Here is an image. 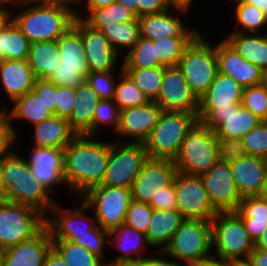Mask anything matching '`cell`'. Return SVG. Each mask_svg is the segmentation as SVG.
<instances>
[{"instance_id": "obj_12", "label": "cell", "mask_w": 267, "mask_h": 266, "mask_svg": "<svg viewBox=\"0 0 267 266\" xmlns=\"http://www.w3.org/2000/svg\"><path fill=\"white\" fill-rule=\"evenodd\" d=\"M147 158L143 144L109 140L108 164L100 185L131 189Z\"/></svg>"}, {"instance_id": "obj_43", "label": "cell", "mask_w": 267, "mask_h": 266, "mask_svg": "<svg viewBox=\"0 0 267 266\" xmlns=\"http://www.w3.org/2000/svg\"><path fill=\"white\" fill-rule=\"evenodd\" d=\"M196 36H174L153 41L156 57L162 66H177L184 49Z\"/></svg>"}, {"instance_id": "obj_46", "label": "cell", "mask_w": 267, "mask_h": 266, "mask_svg": "<svg viewBox=\"0 0 267 266\" xmlns=\"http://www.w3.org/2000/svg\"><path fill=\"white\" fill-rule=\"evenodd\" d=\"M109 234L110 232L97 225L93 230H89V234L71 237L68 241L86 248L92 254L100 257L108 266L109 258L104 253L106 251L105 248L109 246Z\"/></svg>"}, {"instance_id": "obj_51", "label": "cell", "mask_w": 267, "mask_h": 266, "mask_svg": "<svg viewBox=\"0 0 267 266\" xmlns=\"http://www.w3.org/2000/svg\"><path fill=\"white\" fill-rule=\"evenodd\" d=\"M218 160L232 163L244 157L245 148L241 139L217 137Z\"/></svg>"}, {"instance_id": "obj_55", "label": "cell", "mask_w": 267, "mask_h": 266, "mask_svg": "<svg viewBox=\"0 0 267 266\" xmlns=\"http://www.w3.org/2000/svg\"><path fill=\"white\" fill-rule=\"evenodd\" d=\"M149 205L155 210H177V200L173 183L160 190V193L151 199Z\"/></svg>"}, {"instance_id": "obj_11", "label": "cell", "mask_w": 267, "mask_h": 266, "mask_svg": "<svg viewBox=\"0 0 267 266\" xmlns=\"http://www.w3.org/2000/svg\"><path fill=\"white\" fill-rule=\"evenodd\" d=\"M81 200L93 212L97 224L108 232L125 223L126 213L132 200L131 189L97 185L90 188Z\"/></svg>"}, {"instance_id": "obj_35", "label": "cell", "mask_w": 267, "mask_h": 266, "mask_svg": "<svg viewBox=\"0 0 267 266\" xmlns=\"http://www.w3.org/2000/svg\"><path fill=\"white\" fill-rule=\"evenodd\" d=\"M30 69L37 79H47L60 63L56 41L31 42L27 58Z\"/></svg>"}, {"instance_id": "obj_8", "label": "cell", "mask_w": 267, "mask_h": 266, "mask_svg": "<svg viewBox=\"0 0 267 266\" xmlns=\"http://www.w3.org/2000/svg\"><path fill=\"white\" fill-rule=\"evenodd\" d=\"M213 255L226 261L247 259L254 250V242L243 220L234 212H217L211 219Z\"/></svg>"}, {"instance_id": "obj_28", "label": "cell", "mask_w": 267, "mask_h": 266, "mask_svg": "<svg viewBox=\"0 0 267 266\" xmlns=\"http://www.w3.org/2000/svg\"><path fill=\"white\" fill-rule=\"evenodd\" d=\"M32 127L31 147L64 149L78 135L68 119L56 115Z\"/></svg>"}, {"instance_id": "obj_63", "label": "cell", "mask_w": 267, "mask_h": 266, "mask_svg": "<svg viewBox=\"0 0 267 266\" xmlns=\"http://www.w3.org/2000/svg\"><path fill=\"white\" fill-rule=\"evenodd\" d=\"M196 0H168L171 9L183 10L186 12H190L192 10V6L194 5Z\"/></svg>"}, {"instance_id": "obj_6", "label": "cell", "mask_w": 267, "mask_h": 266, "mask_svg": "<svg viewBox=\"0 0 267 266\" xmlns=\"http://www.w3.org/2000/svg\"><path fill=\"white\" fill-rule=\"evenodd\" d=\"M56 42L60 63L46 80L55 85L75 88L85 81L89 73V64L80 34V18L75 17L73 25Z\"/></svg>"}, {"instance_id": "obj_75", "label": "cell", "mask_w": 267, "mask_h": 266, "mask_svg": "<svg viewBox=\"0 0 267 266\" xmlns=\"http://www.w3.org/2000/svg\"><path fill=\"white\" fill-rule=\"evenodd\" d=\"M4 58L0 55V66L2 65Z\"/></svg>"}, {"instance_id": "obj_57", "label": "cell", "mask_w": 267, "mask_h": 266, "mask_svg": "<svg viewBox=\"0 0 267 266\" xmlns=\"http://www.w3.org/2000/svg\"><path fill=\"white\" fill-rule=\"evenodd\" d=\"M138 2V17L170 9L168 0H139Z\"/></svg>"}, {"instance_id": "obj_52", "label": "cell", "mask_w": 267, "mask_h": 266, "mask_svg": "<svg viewBox=\"0 0 267 266\" xmlns=\"http://www.w3.org/2000/svg\"><path fill=\"white\" fill-rule=\"evenodd\" d=\"M32 91L56 115L57 85L46 79H36Z\"/></svg>"}, {"instance_id": "obj_5", "label": "cell", "mask_w": 267, "mask_h": 266, "mask_svg": "<svg viewBox=\"0 0 267 266\" xmlns=\"http://www.w3.org/2000/svg\"><path fill=\"white\" fill-rule=\"evenodd\" d=\"M197 121V113L162 111L157 125L143 143L147 157L174 161L188 131Z\"/></svg>"}, {"instance_id": "obj_33", "label": "cell", "mask_w": 267, "mask_h": 266, "mask_svg": "<svg viewBox=\"0 0 267 266\" xmlns=\"http://www.w3.org/2000/svg\"><path fill=\"white\" fill-rule=\"evenodd\" d=\"M223 39L245 60L261 70L267 69V36L264 34L226 32Z\"/></svg>"}, {"instance_id": "obj_14", "label": "cell", "mask_w": 267, "mask_h": 266, "mask_svg": "<svg viewBox=\"0 0 267 266\" xmlns=\"http://www.w3.org/2000/svg\"><path fill=\"white\" fill-rule=\"evenodd\" d=\"M177 210L184 219L211 220L217 210L212 206L200 175L177 171L174 178Z\"/></svg>"}, {"instance_id": "obj_24", "label": "cell", "mask_w": 267, "mask_h": 266, "mask_svg": "<svg viewBox=\"0 0 267 266\" xmlns=\"http://www.w3.org/2000/svg\"><path fill=\"white\" fill-rule=\"evenodd\" d=\"M232 177L241 198L261 196L267 181V160L245 155L230 163Z\"/></svg>"}, {"instance_id": "obj_36", "label": "cell", "mask_w": 267, "mask_h": 266, "mask_svg": "<svg viewBox=\"0 0 267 266\" xmlns=\"http://www.w3.org/2000/svg\"><path fill=\"white\" fill-rule=\"evenodd\" d=\"M234 7V22L232 32L264 34L267 29V15L256 6L241 2L240 0H228ZM235 3V6L233 5ZM265 31V32H264Z\"/></svg>"}, {"instance_id": "obj_27", "label": "cell", "mask_w": 267, "mask_h": 266, "mask_svg": "<svg viewBox=\"0 0 267 266\" xmlns=\"http://www.w3.org/2000/svg\"><path fill=\"white\" fill-rule=\"evenodd\" d=\"M36 79L27 59H4L0 66V93L3 94L0 95V100L2 96L6 95L5 98L9 100L8 104H10L14 99L32 91Z\"/></svg>"}, {"instance_id": "obj_67", "label": "cell", "mask_w": 267, "mask_h": 266, "mask_svg": "<svg viewBox=\"0 0 267 266\" xmlns=\"http://www.w3.org/2000/svg\"><path fill=\"white\" fill-rule=\"evenodd\" d=\"M254 249L267 251V229L254 243Z\"/></svg>"}, {"instance_id": "obj_22", "label": "cell", "mask_w": 267, "mask_h": 266, "mask_svg": "<svg viewBox=\"0 0 267 266\" xmlns=\"http://www.w3.org/2000/svg\"><path fill=\"white\" fill-rule=\"evenodd\" d=\"M30 150L31 153L28 157L24 156V159H27L34 177L54 196L55 187H66L63 177V149L32 147Z\"/></svg>"}, {"instance_id": "obj_25", "label": "cell", "mask_w": 267, "mask_h": 266, "mask_svg": "<svg viewBox=\"0 0 267 266\" xmlns=\"http://www.w3.org/2000/svg\"><path fill=\"white\" fill-rule=\"evenodd\" d=\"M218 73L230 76L242 87L260 84L262 70L245 60L223 38L216 41Z\"/></svg>"}, {"instance_id": "obj_38", "label": "cell", "mask_w": 267, "mask_h": 266, "mask_svg": "<svg viewBox=\"0 0 267 266\" xmlns=\"http://www.w3.org/2000/svg\"><path fill=\"white\" fill-rule=\"evenodd\" d=\"M100 31L109 40L111 47L122 57L133 48L140 38L138 17L128 22L111 23Z\"/></svg>"}, {"instance_id": "obj_31", "label": "cell", "mask_w": 267, "mask_h": 266, "mask_svg": "<svg viewBox=\"0 0 267 266\" xmlns=\"http://www.w3.org/2000/svg\"><path fill=\"white\" fill-rule=\"evenodd\" d=\"M99 100L86 80L75 87L74 107L68 121L78 135L92 136L93 116Z\"/></svg>"}, {"instance_id": "obj_39", "label": "cell", "mask_w": 267, "mask_h": 266, "mask_svg": "<svg viewBox=\"0 0 267 266\" xmlns=\"http://www.w3.org/2000/svg\"><path fill=\"white\" fill-rule=\"evenodd\" d=\"M52 248L68 266H107L86 248L66 240H52Z\"/></svg>"}, {"instance_id": "obj_40", "label": "cell", "mask_w": 267, "mask_h": 266, "mask_svg": "<svg viewBox=\"0 0 267 266\" xmlns=\"http://www.w3.org/2000/svg\"><path fill=\"white\" fill-rule=\"evenodd\" d=\"M137 16L120 3L91 10L82 20L90 27L101 30L111 23L132 21Z\"/></svg>"}, {"instance_id": "obj_34", "label": "cell", "mask_w": 267, "mask_h": 266, "mask_svg": "<svg viewBox=\"0 0 267 266\" xmlns=\"http://www.w3.org/2000/svg\"><path fill=\"white\" fill-rule=\"evenodd\" d=\"M234 212L243 220L246 231L255 243L267 229V198L263 195L244 197Z\"/></svg>"}, {"instance_id": "obj_59", "label": "cell", "mask_w": 267, "mask_h": 266, "mask_svg": "<svg viewBox=\"0 0 267 266\" xmlns=\"http://www.w3.org/2000/svg\"><path fill=\"white\" fill-rule=\"evenodd\" d=\"M189 266H230V261H226L220 259L219 257L211 255L207 258H204L193 264H190Z\"/></svg>"}, {"instance_id": "obj_69", "label": "cell", "mask_w": 267, "mask_h": 266, "mask_svg": "<svg viewBox=\"0 0 267 266\" xmlns=\"http://www.w3.org/2000/svg\"><path fill=\"white\" fill-rule=\"evenodd\" d=\"M230 266H255L250 258L230 261Z\"/></svg>"}, {"instance_id": "obj_37", "label": "cell", "mask_w": 267, "mask_h": 266, "mask_svg": "<svg viewBox=\"0 0 267 266\" xmlns=\"http://www.w3.org/2000/svg\"><path fill=\"white\" fill-rule=\"evenodd\" d=\"M31 42L10 18L0 29V55L7 60H26Z\"/></svg>"}, {"instance_id": "obj_21", "label": "cell", "mask_w": 267, "mask_h": 266, "mask_svg": "<svg viewBox=\"0 0 267 266\" xmlns=\"http://www.w3.org/2000/svg\"><path fill=\"white\" fill-rule=\"evenodd\" d=\"M80 34L89 64V72L123 70L122 56L111 47L109 40L100 30L90 27L80 19Z\"/></svg>"}, {"instance_id": "obj_32", "label": "cell", "mask_w": 267, "mask_h": 266, "mask_svg": "<svg viewBox=\"0 0 267 266\" xmlns=\"http://www.w3.org/2000/svg\"><path fill=\"white\" fill-rule=\"evenodd\" d=\"M184 220L178 210L153 209L146 233L153 251H164Z\"/></svg>"}, {"instance_id": "obj_29", "label": "cell", "mask_w": 267, "mask_h": 266, "mask_svg": "<svg viewBox=\"0 0 267 266\" xmlns=\"http://www.w3.org/2000/svg\"><path fill=\"white\" fill-rule=\"evenodd\" d=\"M6 104V115L13 128L14 134L20 139L19 129H16L15 120L26 121L24 123L36 124L48 120L54 114L46 107L43 101L33 92L30 91L23 96L14 99L10 104ZM9 106V107H8ZM19 137V138H18Z\"/></svg>"}, {"instance_id": "obj_44", "label": "cell", "mask_w": 267, "mask_h": 266, "mask_svg": "<svg viewBox=\"0 0 267 266\" xmlns=\"http://www.w3.org/2000/svg\"><path fill=\"white\" fill-rule=\"evenodd\" d=\"M166 66H159L146 69H123L148 96L151 101H155L160 94L161 85Z\"/></svg>"}, {"instance_id": "obj_61", "label": "cell", "mask_w": 267, "mask_h": 266, "mask_svg": "<svg viewBox=\"0 0 267 266\" xmlns=\"http://www.w3.org/2000/svg\"><path fill=\"white\" fill-rule=\"evenodd\" d=\"M43 266H68L62 257L52 248L47 254Z\"/></svg>"}, {"instance_id": "obj_13", "label": "cell", "mask_w": 267, "mask_h": 266, "mask_svg": "<svg viewBox=\"0 0 267 266\" xmlns=\"http://www.w3.org/2000/svg\"><path fill=\"white\" fill-rule=\"evenodd\" d=\"M198 121L214 130L216 137L242 139L262 120L241 104L225 109H198Z\"/></svg>"}, {"instance_id": "obj_17", "label": "cell", "mask_w": 267, "mask_h": 266, "mask_svg": "<svg viewBox=\"0 0 267 266\" xmlns=\"http://www.w3.org/2000/svg\"><path fill=\"white\" fill-rule=\"evenodd\" d=\"M161 113L162 109L155 101L120 110L115 133L120 139L116 138L115 141L143 144L157 125Z\"/></svg>"}, {"instance_id": "obj_10", "label": "cell", "mask_w": 267, "mask_h": 266, "mask_svg": "<svg viewBox=\"0 0 267 266\" xmlns=\"http://www.w3.org/2000/svg\"><path fill=\"white\" fill-rule=\"evenodd\" d=\"M46 217L37 209L0 202V251L30 240L45 227Z\"/></svg>"}, {"instance_id": "obj_1", "label": "cell", "mask_w": 267, "mask_h": 266, "mask_svg": "<svg viewBox=\"0 0 267 266\" xmlns=\"http://www.w3.org/2000/svg\"><path fill=\"white\" fill-rule=\"evenodd\" d=\"M100 139V140H99ZM77 135L63 149V177L66 190L81 197L104 179L109 158V140Z\"/></svg>"}, {"instance_id": "obj_50", "label": "cell", "mask_w": 267, "mask_h": 266, "mask_svg": "<svg viewBox=\"0 0 267 266\" xmlns=\"http://www.w3.org/2000/svg\"><path fill=\"white\" fill-rule=\"evenodd\" d=\"M152 212L153 208L149 204L131 200L124 224L146 235Z\"/></svg>"}, {"instance_id": "obj_73", "label": "cell", "mask_w": 267, "mask_h": 266, "mask_svg": "<svg viewBox=\"0 0 267 266\" xmlns=\"http://www.w3.org/2000/svg\"><path fill=\"white\" fill-rule=\"evenodd\" d=\"M263 196L265 198H267V181H266V186H265V190H264Z\"/></svg>"}, {"instance_id": "obj_72", "label": "cell", "mask_w": 267, "mask_h": 266, "mask_svg": "<svg viewBox=\"0 0 267 266\" xmlns=\"http://www.w3.org/2000/svg\"><path fill=\"white\" fill-rule=\"evenodd\" d=\"M0 106H3V107L0 108V116H3V115L6 114V107L7 106H6V104H4V105L3 104L2 105L0 104Z\"/></svg>"}, {"instance_id": "obj_70", "label": "cell", "mask_w": 267, "mask_h": 266, "mask_svg": "<svg viewBox=\"0 0 267 266\" xmlns=\"http://www.w3.org/2000/svg\"><path fill=\"white\" fill-rule=\"evenodd\" d=\"M2 159H0V202H4L5 200V196H6V191L4 189V185H3V178H2Z\"/></svg>"}, {"instance_id": "obj_41", "label": "cell", "mask_w": 267, "mask_h": 266, "mask_svg": "<svg viewBox=\"0 0 267 266\" xmlns=\"http://www.w3.org/2000/svg\"><path fill=\"white\" fill-rule=\"evenodd\" d=\"M122 59L123 69H146L162 66L156 57L153 41L143 37L139 38Z\"/></svg>"}, {"instance_id": "obj_9", "label": "cell", "mask_w": 267, "mask_h": 266, "mask_svg": "<svg viewBox=\"0 0 267 266\" xmlns=\"http://www.w3.org/2000/svg\"><path fill=\"white\" fill-rule=\"evenodd\" d=\"M164 252L183 266L213 255L211 220L185 219Z\"/></svg>"}, {"instance_id": "obj_68", "label": "cell", "mask_w": 267, "mask_h": 266, "mask_svg": "<svg viewBox=\"0 0 267 266\" xmlns=\"http://www.w3.org/2000/svg\"><path fill=\"white\" fill-rule=\"evenodd\" d=\"M10 18L11 13L3 7H0V29L8 22Z\"/></svg>"}, {"instance_id": "obj_4", "label": "cell", "mask_w": 267, "mask_h": 266, "mask_svg": "<svg viewBox=\"0 0 267 266\" xmlns=\"http://www.w3.org/2000/svg\"><path fill=\"white\" fill-rule=\"evenodd\" d=\"M199 33L184 49L177 67L181 70L191 91L199 99L218 74L216 42Z\"/></svg>"}, {"instance_id": "obj_53", "label": "cell", "mask_w": 267, "mask_h": 266, "mask_svg": "<svg viewBox=\"0 0 267 266\" xmlns=\"http://www.w3.org/2000/svg\"><path fill=\"white\" fill-rule=\"evenodd\" d=\"M75 102V88L57 85L56 116L69 119Z\"/></svg>"}, {"instance_id": "obj_45", "label": "cell", "mask_w": 267, "mask_h": 266, "mask_svg": "<svg viewBox=\"0 0 267 266\" xmlns=\"http://www.w3.org/2000/svg\"><path fill=\"white\" fill-rule=\"evenodd\" d=\"M119 112L117 105L113 99H100L97 106L95 107V113L92 122V136L100 137L102 129L105 127L110 128V132L114 135L117 131L119 124Z\"/></svg>"}, {"instance_id": "obj_66", "label": "cell", "mask_w": 267, "mask_h": 266, "mask_svg": "<svg viewBox=\"0 0 267 266\" xmlns=\"http://www.w3.org/2000/svg\"><path fill=\"white\" fill-rule=\"evenodd\" d=\"M241 2L252 4L267 15V0H240Z\"/></svg>"}, {"instance_id": "obj_2", "label": "cell", "mask_w": 267, "mask_h": 266, "mask_svg": "<svg viewBox=\"0 0 267 266\" xmlns=\"http://www.w3.org/2000/svg\"><path fill=\"white\" fill-rule=\"evenodd\" d=\"M18 151L2 159L5 200L33 207L46 217L58 200L34 177L24 151Z\"/></svg>"}, {"instance_id": "obj_58", "label": "cell", "mask_w": 267, "mask_h": 266, "mask_svg": "<svg viewBox=\"0 0 267 266\" xmlns=\"http://www.w3.org/2000/svg\"><path fill=\"white\" fill-rule=\"evenodd\" d=\"M117 0H84L82 7L84 9H80L82 11H78L75 16L83 19L91 10L108 7L109 5L116 3ZM84 12V13H83Z\"/></svg>"}, {"instance_id": "obj_3", "label": "cell", "mask_w": 267, "mask_h": 266, "mask_svg": "<svg viewBox=\"0 0 267 266\" xmlns=\"http://www.w3.org/2000/svg\"><path fill=\"white\" fill-rule=\"evenodd\" d=\"M75 17L69 8L43 0H30L11 12V19L30 42L56 41Z\"/></svg>"}, {"instance_id": "obj_62", "label": "cell", "mask_w": 267, "mask_h": 266, "mask_svg": "<svg viewBox=\"0 0 267 266\" xmlns=\"http://www.w3.org/2000/svg\"><path fill=\"white\" fill-rule=\"evenodd\" d=\"M249 258L255 266H267V251L265 250L254 249Z\"/></svg>"}, {"instance_id": "obj_20", "label": "cell", "mask_w": 267, "mask_h": 266, "mask_svg": "<svg viewBox=\"0 0 267 266\" xmlns=\"http://www.w3.org/2000/svg\"><path fill=\"white\" fill-rule=\"evenodd\" d=\"M186 15L188 16L186 11L170 8L161 13L138 17L140 37L154 41L174 36H197L202 32L201 28L186 25Z\"/></svg>"}, {"instance_id": "obj_49", "label": "cell", "mask_w": 267, "mask_h": 266, "mask_svg": "<svg viewBox=\"0 0 267 266\" xmlns=\"http://www.w3.org/2000/svg\"><path fill=\"white\" fill-rule=\"evenodd\" d=\"M241 105L262 121H267V94L259 85L243 90Z\"/></svg>"}, {"instance_id": "obj_7", "label": "cell", "mask_w": 267, "mask_h": 266, "mask_svg": "<svg viewBox=\"0 0 267 266\" xmlns=\"http://www.w3.org/2000/svg\"><path fill=\"white\" fill-rule=\"evenodd\" d=\"M218 161L217 137L214 130L197 121L183 140L174 163L177 171L201 175Z\"/></svg>"}, {"instance_id": "obj_71", "label": "cell", "mask_w": 267, "mask_h": 266, "mask_svg": "<svg viewBox=\"0 0 267 266\" xmlns=\"http://www.w3.org/2000/svg\"><path fill=\"white\" fill-rule=\"evenodd\" d=\"M260 86L265 90L267 94V69L262 70V75L260 79Z\"/></svg>"}, {"instance_id": "obj_56", "label": "cell", "mask_w": 267, "mask_h": 266, "mask_svg": "<svg viewBox=\"0 0 267 266\" xmlns=\"http://www.w3.org/2000/svg\"><path fill=\"white\" fill-rule=\"evenodd\" d=\"M131 266H183L164 251H154Z\"/></svg>"}, {"instance_id": "obj_15", "label": "cell", "mask_w": 267, "mask_h": 266, "mask_svg": "<svg viewBox=\"0 0 267 266\" xmlns=\"http://www.w3.org/2000/svg\"><path fill=\"white\" fill-rule=\"evenodd\" d=\"M57 201L46 216L45 226L49 229L52 240H66L89 234L98 224L90 208L80 200L74 208H66Z\"/></svg>"}, {"instance_id": "obj_65", "label": "cell", "mask_w": 267, "mask_h": 266, "mask_svg": "<svg viewBox=\"0 0 267 266\" xmlns=\"http://www.w3.org/2000/svg\"><path fill=\"white\" fill-rule=\"evenodd\" d=\"M139 0H117V3L124 5L138 17V2Z\"/></svg>"}, {"instance_id": "obj_26", "label": "cell", "mask_w": 267, "mask_h": 266, "mask_svg": "<svg viewBox=\"0 0 267 266\" xmlns=\"http://www.w3.org/2000/svg\"><path fill=\"white\" fill-rule=\"evenodd\" d=\"M51 249V234L45 226L30 240L1 251L3 266H43Z\"/></svg>"}, {"instance_id": "obj_16", "label": "cell", "mask_w": 267, "mask_h": 266, "mask_svg": "<svg viewBox=\"0 0 267 266\" xmlns=\"http://www.w3.org/2000/svg\"><path fill=\"white\" fill-rule=\"evenodd\" d=\"M177 173L172 160L147 158L131 186V198L134 201L149 204L161 189L170 186Z\"/></svg>"}, {"instance_id": "obj_42", "label": "cell", "mask_w": 267, "mask_h": 266, "mask_svg": "<svg viewBox=\"0 0 267 266\" xmlns=\"http://www.w3.org/2000/svg\"><path fill=\"white\" fill-rule=\"evenodd\" d=\"M119 110L149 103L151 100L135 84L133 79L123 71L119 77L113 98Z\"/></svg>"}, {"instance_id": "obj_23", "label": "cell", "mask_w": 267, "mask_h": 266, "mask_svg": "<svg viewBox=\"0 0 267 266\" xmlns=\"http://www.w3.org/2000/svg\"><path fill=\"white\" fill-rule=\"evenodd\" d=\"M109 245L114 246L118 254L113 259L108 260V266H131L153 253L147 236L126 224H122L110 232ZM148 247L151 249H147Z\"/></svg>"}, {"instance_id": "obj_54", "label": "cell", "mask_w": 267, "mask_h": 266, "mask_svg": "<svg viewBox=\"0 0 267 266\" xmlns=\"http://www.w3.org/2000/svg\"><path fill=\"white\" fill-rule=\"evenodd\" d=\"M18 141L7 115L0 116V159L10 155Z\"/></svg>"}, {"instance_id": "obj_30", "label": "cell", "mask_w": 267, "mask_h": 266, "mask_svg": "<svg viewBox=\"0 0 267 266\" xmlns=\"http://www.w3.org/2000/svg\"><path fill=\"white\" fill-rule=\"evenodd\" d=\"M244 87L230 76L218 73L199 98V109H225L230 105L241 104Z\"/></svg>"}, {"instance_id": "obj_64", "label": "cell", "mask_w": 267, "mask_h": 266, "mask_svg": "<svg viewBox=\"0 0 267 266\" xmlns=\"http://www.w3.org/2000/svg\"><path fill=\"white\" fill-rule=\"evenodd\" d=\"M28 1L30 0H0V7H3L11 13L14 9Z\"/></svg>"}, {"instance_id": "obj_48", "label": "cell", "mask_w": 267, "mask_h": 266, "mask_svg": "<svg viewBox=\"0 0 267 266\" xmlns=\"http://www.w3.org/2000/svg\"><path fill=\"white\" fill-rule=\"evenodd\" d=\"M245 154L267 160V121H261L242 137Z\"/></svg>"}, {"instance_id": "obj_47", "label": "cell", "mask_w": 267, "mask_h": 266, "mask_svg": "<svg viewBox=\"0 0 267 266\" xmlns=\"http://www.w3.org/2000/svg\"><path fill=\"white\" fill-rule=\"evenodd\" d=\"M123 71L89 72L85 80L100 99H113L118 77Z\"/></svg>"}, {"instance_id": "obj_19", "label": "cell", "mask_w": 267, "mask_h": 266, "mask_svg": "<svg viewBox=\"0 0 267 266\" xmlns=\"http://www.w3.org/2000/svg\"><path fill=\"white\" fill-rule=\"evenodd\" d=\"M155 102L162 111L198 113L199 99L177 66L164 69L161 91Z\"/></svg>"}, {"instance_id": "obj_74", "label": "cell", "mask_w": 267, "mask_h": 266, "mask_svg": "<svg viewBox=\"0 0 267 266\" xmlns=\"http://www.w3.org/2000/svg\"><path fill=\"white\" fill-rule=\"evenodd\" d=\"M0 266H3V258H2V253L0 251Z\"/></svg>"}, {"instance_id": "obj_18", "label": "cell", "mask_w": 267, "mask_h": 266, "mask_svg": "<svg viewBox=\"0 0 267 266\" xmlns=\"http://www.w3.org/2000/svg\"><path fill=\"white\" fill-rule=\"evenodd\" d=\"M201 179L212 206L218 212L236 211L242 198L232 177L230 163L218 160Z\"/></svg>"}, {"instance_id": "obj_60", "label": "cell", "mask_w": 267, "mask_h": 266, "mask_svg": "<svg viewBox=\"0 0 267 266\" xmlns=\"http://www.w3.org/2000/svg\"><path fill=\"white\" fill-rule=\"evenodd\" d=\"M47 3L60 5L69 8L73 13H77L82 6L84 0H43Z\"/></svg>"}]
</instances>
